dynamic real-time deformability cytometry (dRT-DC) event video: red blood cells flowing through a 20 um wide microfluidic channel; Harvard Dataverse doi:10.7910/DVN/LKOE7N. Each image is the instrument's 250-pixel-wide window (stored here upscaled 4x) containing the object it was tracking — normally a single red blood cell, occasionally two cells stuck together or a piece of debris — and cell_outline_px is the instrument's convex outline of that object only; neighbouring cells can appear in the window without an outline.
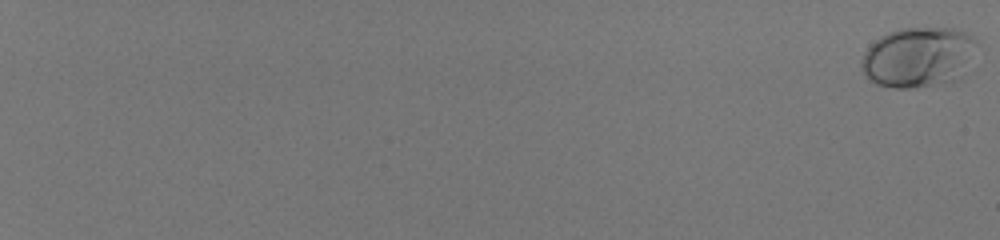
{"species": "human", "species_latin": "Homo sapiens", "temperature_condition": "room temperature", "stored_images_in_passage": 59, "camera_frame_rate_fps": 3000, "um_per_image_px": 0.085, "donor": {"sex": "male"}, "frame": {"image": 1, "passage_image": 1, "time_ms": 0.0, "image_size_px": [1000, 240], "cell_outline_px": [[976, 44], [960, 76], [952, 80], [912, 88], [896, 88], [876, 84], [864, 72], [860, 64], [860, 60], [864, 52], [880, 36], [888, 32], [900, 28], [952, 28], [964, 32], [976, 40]], "centroid_in_image_um": [77.98, 4.83], "position_along_channel_um": 7.0, "area_um2": 39.54}}
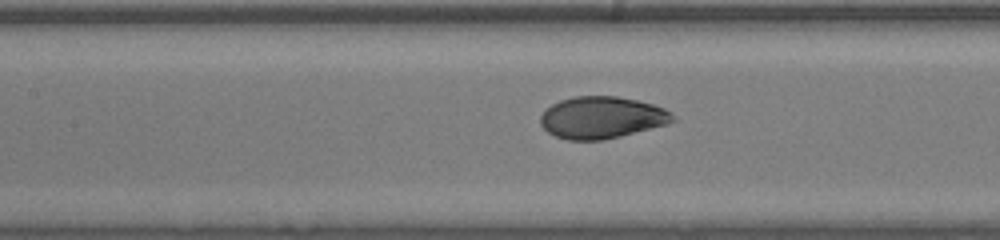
{"frame": {"image": 2, "passage_image": 35, "time_ms": 11.333, "image_size_px": [1000, 240], "cell_outline_px": [[676, 120], [668, 124], [604, 140], [568, 140], [556, 136], [548, 132], [540, 124], [540, 116], [544, 108], [560, 100], [576, 96], [616, 96], [636, 100], [652, 104], [664, 108], [672, 112]], "centroid_in_image_um": [51.14, 9.99], "position_along_channel_um": 156.3, "area_um2": 32.43}}
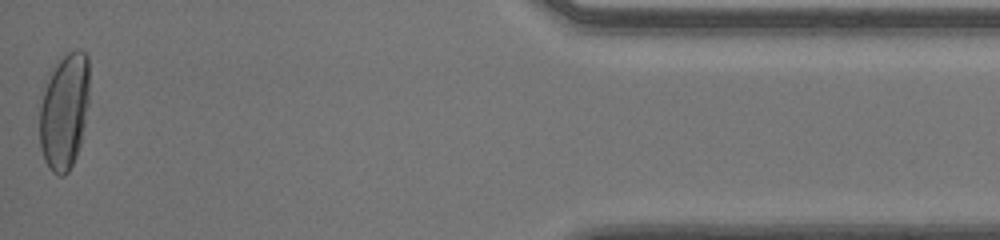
{"frame": {"image": 3, "passage_image": 59, "time_ms": 19.333, "image_size_px": [1000, 240], "cell_outline_px": [[88, 104], [80, 144], [76, 156], [68, 172], [64, 176], [56, 176], [48, 168], [44, 160], [40, 148], [40, 104], [48, 80], [56, 64], [68, 52], [84, 52], [88, 56]], "centroid_in_image_um": [5.46, 9.54], "position_along_channel_um": 429.7, "area_um2": 33.23}, "authors_computed_cell_mechanics": {"area_um2": 32.8304, "velocity_mm_per_s": 4.0574, "shape_relaxation_time_tau1_ms": 5.3588, "shape_relaxation_time_tau2_ms": null, "deformation_change_tau1": 0.201, "deformation_change_tau2": null}}